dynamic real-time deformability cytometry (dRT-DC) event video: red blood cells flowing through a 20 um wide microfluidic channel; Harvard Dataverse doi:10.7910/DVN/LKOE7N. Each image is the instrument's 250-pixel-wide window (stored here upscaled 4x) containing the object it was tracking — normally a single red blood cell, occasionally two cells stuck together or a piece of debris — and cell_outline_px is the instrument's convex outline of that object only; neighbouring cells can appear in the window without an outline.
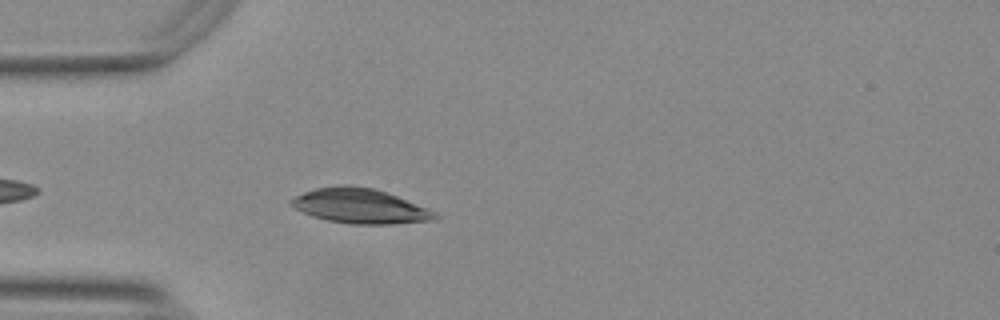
{"species": "Egyptian fruit bat (a non-hibernating species)", "species_latin": "Rousettus aegyptiacus", "temperature_condition": "warm", "stored_images_in_passage": 29, "camera_frame_rate_fps": 3000, "um_per_image_px": 0.085, "animal": {"sex": "female"}, "frame": {"image": 1, "passage_image": 5, "time_ms": 1.333, "image_size_px": [1000, 320], "cell_outline_px": [[440, 216], [436, 220], [392, 224], [352, 224], [328, 220], [312, 216], [288, 204], [288, 200], [304, 192], [316, 188], [348, 184], [372, 188], [388, 192], [436, 212]], "centroid_in_image_um": [30.62, 17.51], "position_along_channel_um": 54.4, "area_um2": 29.13}}
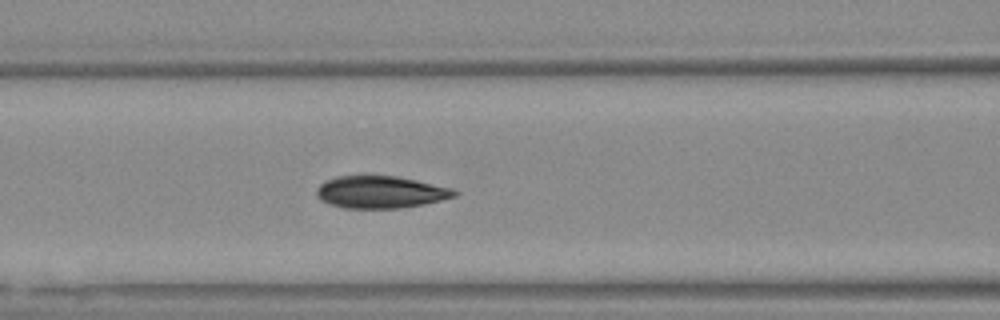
{"frame": {"image": 2, "passage_image": 12, "time_ms": 3.667, "image_size_px": [1000, 320], "cell_outline_px": [[460, 192], [456, 196], [424, 204], [400, 208], [344, 208], [320, 200], [316, 196], [316, 188], [324, 180], [336, 176], [396, 176], [416, 180], [452, 188]], "centroid_in_image_um": [32.33, 16.32], "position_along_channel_um": 134.3, "area_um2": 25.89}}
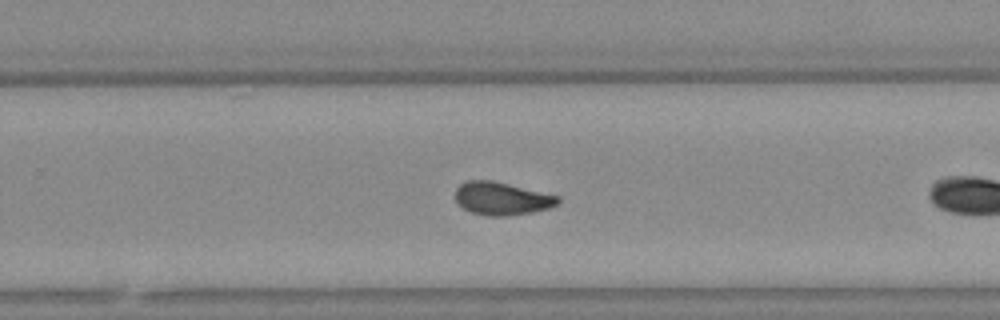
{"frame": {"image": 3, "passage_image": 21, "time_ms": 6.667, "image_size_px": [1000, 320], "cell_outline_px": [[560, 204], [548, 208], [532, 212], [508, 216], [484, 216], [472, 212], [464, 208], [456, 200], [456, 188], [460, 184], [468, 180], [492, 180], [560, 196]], "centroid_in_image_um": [42.68, 16.88], "position_along_channel_um": 287.1, "area_um2": 19.71}}